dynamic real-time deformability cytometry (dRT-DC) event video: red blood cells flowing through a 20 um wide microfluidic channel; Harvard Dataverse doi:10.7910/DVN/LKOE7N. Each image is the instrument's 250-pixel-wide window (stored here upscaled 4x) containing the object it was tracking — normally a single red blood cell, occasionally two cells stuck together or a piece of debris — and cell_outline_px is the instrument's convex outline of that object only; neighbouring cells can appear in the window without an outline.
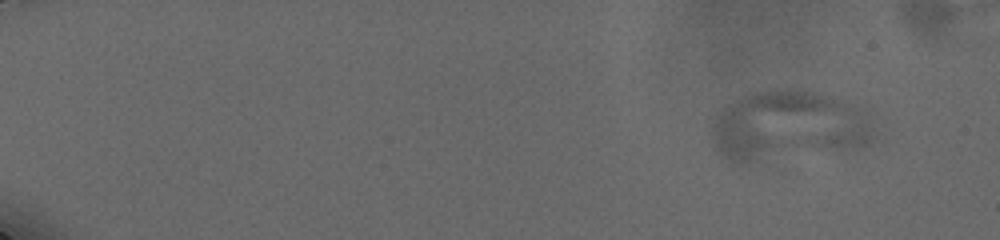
{"species": "human", "species_latin": "Homo sapiens", "temperature_condition": "cold", "stored_images_in_passage": 64, "camera_frame_rate_fps": 3000, "um_per_image_px": 0.085, "donor": {"sex": "male"}, "frame": {"image": 1, "passage_image": 7, "time_ms": 1.667, "image_size_px": [1000, 240], "cell_outline_px": [[880, 132], [876, 140], [872, 144], [864, 148], [848, 152], [748, 164], [732, 164], [720, 156], [712, 148], [712, 116], [728, 104], [744, 96], [756, 92], [788, 88], [812, 92], [844, 100], [864, 108], [872, 112]], "centroid_in_image_um": [67.15, 10.79], "position_along_channel_um": 17.9, "area_um2": 70.11}}